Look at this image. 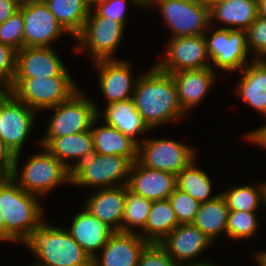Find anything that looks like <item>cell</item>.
Wrapping results in <instances>:
<instances>
[{"label":"cell","mask_w":266,"mask_h":266,"mask_svg":"<svg viewBox=\"0 0 266 266\" xmlns=\"http://www.w3.org/2000/svg\"><path fill=\"white\" fill-rule=\"evenodd\" d=\"M135 108L148 127H160L186 117L180 106L177 88L171 74L155 65L138 76L133 92Z\"/></svg>","instance_id":"6da1fadb"},{"label":"cell","mask_w":266,"mask_h":266,"mask_svg":"<svg viewBox=\"0 0 266 266\" xmlns=\"http://www.w3.org/2000/svg\"><path fill=\"white\" fill-rule=\"evenodd\" d=\"M39 266H92V259L64 227L43 220L21 242Z\"/></svg>","instance_id":"7a4b0ae2"},{"label":"cell","mask_w":266,"mask_h":266,"mask_svg":"<svg viewBox=\"0 0 266 266\" xmlns=\"http://www.w3.org/2000/svg\"><path fill=\"white\" fill-rule=\"evenodd\" d=\"M38 196L24 191L11 177L0 185V209L6 232L22 242L43 221L44 208Z\"/></svg>","instance_id":"3957f363"},{"label":"cell","mask_w":266,"mask_h":266,"mask_svg":"<svg viewBox=\"0 0 266 266\" xmlns=\"http://www.w3.org/2000/svg\"><path fill=\"white\" fill-rule=\"evenodd\" d=\"M131 165L132 162L124 156L102 155L93 150L70 166L69 179L71 185L91 187V190L93 187L103 189L125 186Z\"/></svg>","instance_id":"277c9868"},{"label":"cell","mask_w":266,"mask_h":266,"mask_svg":"<svg viewBox=\"0 0 266 266\" xmlns=\"http://www.w3.org/2000/svg\"><path fill=\"white\" fill-rule=\"evenodd\" d=\"M40 147L42 151L32 154L21 171L18 167L20 153L16 154L10 177L27 193L43 197L62 184L70 185L71 181L69 169L43 146Z\"/></svg>","instance_id":"5b68a950"},{"label":"cell","mask_w":266,"mask_h":266,"mask_svg":"<svg viewBox=\"0 0 266 266\" xmlns=\"http://www.w3.org/2000/svg\"><path fill=\"white\" fill-rule=\"evenodd\" d=\"M76 85L72 76L14 78L9 92L39 112L69 100L80 90Z\"/></svg>","instance_id":"8992f818"},{"label":"cell","mask_w":266,"mask_h":266,"mask_svg":"<svg viewBox=\"0 0 266 266\" xmlns=\"http://www.w3.org/2000/svg\"><path fill=\"white\" fill-rule=\"evenodd\" d=\"M159 8L170 38L203 35L210 26L209 8L199 0H145V9Z\"/></svg>","instance_id":"52a82bcc"},{"label":"cell","mask_w":266,"mask_h":266,"mask_svg":"<svg viewBox=\"0 0 266 266\" xmlns=\"http://www.w3.org/2000/svg\"><path fill=\"white\" fill-rule=\"evenodd\" d=\"M126 27L109 17L98 16L90 9L85 25L81 33L75 38L77 45L74 50L86 52L91 55L93 61L101 59H114L125 34Z\"/></svg>","instance_id":"ba28073f"},{"label":"cell","mask_w":266,"mask_h":266,"mask_svg":"<svg viewBox=\"0 0 266 266\" xmlns=\"http://www.w3.org/2000/svg\"><path fill=\"white\" fill-rule=\"evenodd\" d=\"M83 94L77 91L69 100L48 108L55 112L42 138H57L91 129L99 108L95 101Z\"/></svg>","instance_id":"9c48e42d"},{"label":"cell","mask_w":266,"mask_h":266,"mask_svg":"<svg viewBox=\"0 0 266 266\" xmlns=\"http://www.w3.org/2000/svg\"><path fill=\"white\" fill-rule=\"evenodd\" d=\"M145 139L138 144L137 161L148 168L177 176L197 157V150L181 141L172 138Z\"/></svg>","instance_id":"30bf717a"},{"label":"cell","mask_w":266,"mask_h":266,"mask_svg":"<svg viewBox=\"0 0 266 266\" xmlns=\"http://www.w3.org/2000/svg\"><path fill=\"white\" fill-rule=\"evenodd\" d=\"M209 36V30L204 33L207 53L211 62V68H219L231 73L241 71L249 62L247 48V32L245 30L217 28ZM208 33V34H207Z\"/></svg>","instance_id":"8fae6325"},{"label":"cell","mask_w":266,"mask_h":266,"mask_svg":"<svg viewBox=\"0 0 266 266\" xmlns=\"http://www.w3.org/2000/svg\"><path fill=\"white\" fill-rule=\"evenodd\" d=\"M38 112L17 100L10 92L0 93V139L16 155L34 127Z\"/></svg>","instance_id":"7c38bea8"},{"label":"cell","mask_w":266,"mask_h":266,"mask_svg":"<svg viewBox=\"0 0 266 266\" xmlns=\"http://www.w3.org/2000/svg\"><path fill=\"white\" fill-rule=\"evenodd\" d=\"M165 47L166 56L155 65L162 72L211 68L204 34L170 38Z\"/></svg>","instance_id":"4fadbf2b"},{"label":"cell","mask_w":266,"mask_h":266,"mask_svg":"<svg viewBox=\"0 0 266 266\" xmlns=\"http://www.w3.org/2000/svg\"><path fill=\"white\" fill-rule=\"evenodd\" d=\"M19 10L24 17V47H52L67 33L43 0L20 3Z\"/></svg>","instance_id":"5bb4252c"},{"label":"cell","mask_w":266,"mask_h":266,"mask_svg":"<svg viewBox=\"0 0 266 266\" xmlns=\"http://www.w3.org/2000/svg\"><path fill=\"white\" fill-rule=\"evenodd\" d=\"M94 66L99 74L100 91L107 104L132 99L138 76L133 77V68L128 59L96 60Z\"/></svg>","instance_id":"9a60e30c"},{"label":"cell","mask_w":266,"mask_h":266,"mask_svg":"<svg viewBox=\"0 0 266 266\" xmlns=\"http://www.w3.org/2000/svg\"><path fill=\"white\" fill-rule=\"evenodd\" d=\"M213 241L193 224H180L158 243L177 265L202 263L194 259L205 251Z\"/></svg>","instance_id":"2e32d148"},{"label":"cell","mask_w":266,"mask_h":266,"mask_svg":"<svg viewBox=\"0 0 266 266\" xmlns=\"http://www.w3.org/2000/svg\"><path fill=\"white\" fill-rule=\"evenodd\" d=\"M71 76L54 47H23L17 51L14 78Z\"/></svg>","instance_id":"e0dca14e"},{"label":"cell","mask_w":266,"mask_h":266,"mask_svg":"<svg viewBox=\"0 0 266 266\" xmlns=\"http://www.w3.org/2000/svg\"><path fill=\"white\" fill-rule=\"evenodd\" d=\"M149 243L136 233L115 231L106 245L92 259V266H137Z\"/></svg>","instance_id":"ac0fdd59"},{"label":"cell","mask_w":266,"mask_h":266,"mask_svg":"<svg viewBox=\"0 0 266 266\" xmlns=\"http://www.w3.org/2000/svg\"><path fill=\"white\" fill-rule=\"evenodd\" d=\"M127 187L130 191L150 200L168 199L177 187L176 175L132 163Z\"/></svg>","instance_id":"d6986e66"},{"label":"cell","mask_w":266,"mask_h":266,"mask_svg":"<svg viewBox=\"0 0 266 266\" xmlns=\"http://www.w3.org/2000/svg\"><path fill=\"white\" fill-rule=\"evenodd\" d=\"M171 75L180 106L186 114L202 103L217 78V73L212 68L181 70Z\"/></svg>","instance_id":"ffe728a7"},{"label":"cell","mask_w":266,"mask_h":266,"mask_svg":"<svg viewBox=\"0 0 266 266\" xmlns=\"http://www.w3.org/2000/svg\"><path fill=\"white\" fill-rule=\"evenodd\" d=\"M90 195L83 207L114 231H122L126 185L96 189Z\"/></svg>","instance_id":"44dd1931"},{"label":"cell","mask_w":266,"mask_h":266,"mask_svg":"<svg viewBox=\"0 0 266 266\" xmlns=\"http://www.w3.org/2000/svg\"><path fill=\"white\" fill-rule=\"evenodd\" d=\"M73 217L68 230L74 240L93 259L115 232L107 224L92 215L86 208Z\"/></svg>","instance_id":"7402d4cb"},{"label":"cell","mask_w":266,"mask_h":266,"mask_svg":"<svg viewBox=\"0 0 266 266\" xmlns=\"http://www.w3.org/2000/svg\"><path fill=\"white\" fill-rule=\"evenodd\" d=\"M236 96L266 118V59H254L239 71Z\"/></svg>","instance_id":"603a6c76"},{"label":"cell","mask_w":266,"mask_h":266,"mask_svg":"<svg viewBox=\"0 0 266 266\" xmlns=\"http://www.w3.org/2000/svg\"><path fill=\"white\" fill-rule=\"evenodd\" d=\"M104 109L103 112L97 111V118H104L105 122L102 123L118 129L137 144L141 142L140 140H144L137 138L139 134L141 136L151 131L135 108L133 99L107 104Z\"/></svg>","instance_id":"cb8c5ba5"},{"label":"cell","mask_w":266,"mask_h":266,"mask_svg":"<svg viewBox=\"0 0 266 266\" xmlns=\"http://www.w3.org/2000/svg\"><path fill=\"white\" fill-rule=\"evenodd\" d=\"M37 143L68 169L79 158L95 150L91 130L57 138H40Z\"/></svg>","instance_id":"d4e9b609"},{"label":"cell","mask_w":266,"mask_h":266,"mask_svg":"<svg viewBox=\"0 0 266 266\" xmlns=\"http://www.w3.org/2000/svg\"><path fill=\"white\" fill-rule=\"evenodd\" d=\"M99 120V118H96L90 129L97 154L124 156L132 163L135 162L137 160L138 144L129 136L106 123L97 127L96 123Z\"/></svg>","instance_id":"484cf974"},{"label":"cell","mask_w":266,"mask_h":266,"mask_svg":"<svg viewBox=\"0 0 266 266\" xmlns=\"http://www.w3.org/2000/svg\"><path fill=\"white\" fill-rule=\"evenodd\" d=\"M209 15L210 25L218 20L221 28L246 31L259 16L258 0H229L210 8Z\"/></svg>","instance_id":"4316f807"},{"label":"cell","mask_w":266,"mask_h":266,"mask_svg":"<svg viewBox=\"0 0 266 266\" xmlns=\"http://www.w3.org/2000/svg\"><path fill=\"white\" fill-rule=\"evenodd\" d=\"M179 225L169 199L153 201L144 229L138 233L148 243H160Z\"/></svg>","instance_id":"83f0119b"},{"label":"cell","mask_w":266,"mask_h":266,"mask_svg":"<svg viewBox=\"0 0 266 266\" xmlns=\"http://www.w3.org/2000/svg\"><path fill=\"white\" fill-rule=\"evenodd\" d=\"M59 24L73 38L84 28L91 9V0H43Z\"/></svg>","instance_id":"f1b7e54d"},{"label":"cell","mask_w":266,"mask_h":266,"mask_svg":"<svg viewBox=\"0 0 266 266\" xmlns=\"http://www.w3.org/2000/svg\"><path fill=\"white\" fill-rule=\"evenodd\" d=\"M228 213L226 200L219 193L215 199L200 203L192 224L209 239L216 241L220 234L226 233Z\"/></svg>","instance_id":"f546056e"},{"label":"cell","mask_w":266,"mask_h":266,"mask_svg":"<svg viewBox=\"0 0 266 266\" xmlns=\"http://www.w3.org/2000/svg\"><path fill=\"white\" fill-rule=\"evenodd\" d=\"M196 159L185 167L177 176V188L186 192L199 203L215 199L219 194L213 195L212 181L209 175L197 168Z\"/></svg>","instance_id":"4dcf8cb0"},{"label":"cell","mask_w":266,"mask_h":266,"mask_svg":"<svg viewBox=\"0 0 266 266\" xmlns=\"http://www.w3.org/2000/svg\"><path fill=\"white\" fill-rule=\"evenodd\" d=\"M225 198L229 210L257 212L261 203L265 205V183L258 185L231 186L226 191L221 192Z\"/></svg>","instance_id":"1f68e13d"},{"label":"cell","mask_w":266,"mask_h":266,"mask_svg":"<svg viewBox=\"0 0 266 266\" xmlns=\"http://www.w3.org/2000/svg\"><path fill=\"white\" fill-rule=\"evenodd\" d=\"M152 201L130 191L126 185L125 208L122 220V232L136 233L133 227L144 229Z\"/></svg>","instance_id":"d6a6232c"},{"label":"cell","mask_w":266,"mask_h":266,"mask_svg":"<svg viewBox=\"0 0 266 266\" xmlns=\"http://www.w3.org/2000/svg\"><path fill=\"white\" fill-rule=\"evenodd\" d=\"M257 212L229 210L226 236L231 239H249L254 237L259 228Z\"/></svg>","instance_id":"836d02e7"},{"label":"cell","mask_w":266,"mask_h":266,"mask_svg":"<svg viewBox=\"0 0 266 266\" xmlns=\"http://www.w3.org/2000/svg\"><path fill=\"white\" fill-rule=\"evenodd\" d=\"M145 9V0H91V9L98 15L127 25V3Z\"/></svg>","instance_id":"e575fe53"},{"label":"cell","mask_w":266,"mask_h":266,"mask_svg":"<svg viewBox=\"0 0 266 266\" xmlns=\"http://www.w3.org/2000/svg\"><path fill=\"white\" fill-rule=\"evenodd\" d=\"M24 17L17 10L3 24H0V42L8 45L16 51L24 47Z\"/></svg>","instance_id":"d590c367"},{"label":"cell","mask_w":266,"mask_h":266,"mask_svg":"<svg viewBox=\"0 0 266 266\" xmlns=\"http://www.w3.org/2000/svg\"><path fill=\"white\" fill-rule=\"evenodd\" d=\"M168 199L175 211L179 225L192 224L199 209L200 203L177 187Z\"/></svg>","instance_id":"8d00e7d4"},{"label":"cell","mask_w":266,"mask_h":266,"mask_svg":"<svg viewBox=\"0 0 266 266\" xmlns=\"http://www.w3.org/2000/svg\"><path fill=\"white\" fill-rule=\"evenodd\" d=\"M246 32L250 54L255 53L254 59H266V18L259 15Z\"/></svg>","instance_id":"74e56055"},{"label":"cell","mask_w":266,"mask_h":266,"mask_svg":"<svg viewBox=\"0 0 266 266\" xmlns=\"http://www.w3.org/2000/svg\"><path fill=\"white\" fill-rule=\"evenodd\" d=\"M17 51L0 42V91L9 92L16 71Z\"/></svg>","instance_id":"f35d334b"},{"label":"cell","mask_w":266,"mask_h":266,"mask_svg":"<svg viewBox=\"0 0 266 266\" xmlns=\"http://www.w3.org/2000/svg\"><path fill=\"white\" fill-rule=\"evenodd\" d=\"M137 266H178L157 243H149L142 251Z\"/></svg>","instance_id":"ab89813d"},{"label":"cell","mask_w":266,"mask_h":266,"mask_svg":"<svg viewBox=\"0 0 266 266\" xmlns=\"http://www.w3.org/2000/svg\"><path fill=\"white\" fill-rule=\"evenodd\" d=\"M15 154L10 148L0 139V167L10 176L12 174Z\"/></svg>","instance_id":"60d3db41"},{"label":"cell","mask_w":266,"mask_h":266,"mask_svg":"<svg viewBox=\"0 0 266 266\" xmlns=\"http://www.w3.org/2000/svg\"><path fill=\"white\" fill-rule=\"evenodd\" d=\"M20 3L17 0H0V24H3L17 10Z\"/></svg>","instance_id":"b9f144b4"},{"label":"cell","mask_w":266,"mask_h":266,"mask_svg":"<svg viewBox=\"0 0 266 266\" xmlns=\"http://www.w3.org/2000/svg\"><path fill=\"white\" fill-rule=\"evenodd\" d=\"M245 140L249 141L250 143H254V145H259V147H263L266 150V125H263L251 132H248L244 135Z\"/></svg>","instance_id":"7bdbcfd3"},{"label":"cell","mask_w":266,"mask_h":266,"mask_svg":"<svg viewBox=\"0 0 266 266\" xmlns=\"http://www.w3.org/2000/svg\"><path fill=\"white\" fill-rule=\"evenodd\" d=\"M0 241H3V243L4 241L5 242L7 241V243L8 242L16 243V241L5 230L3 216L1 214V209H0Z\"/></svg>","instance_id":"ee69618b"},{"label":"cell","mask_w":266,"mask_h":266,"mask_svg":"<svg viewBox=\"0 0 266 266\" xmlns=\"http://www.w3.org/2000/svg\"><path fill=\"white\" fill-rule=\"evenodd\" d=\"M255 255L257 266H266V250H261Z\"/></svg>","instance_id":"f6af8a7d"},{"label":"cell","mask_w":266,"mask_h":266,"mask_svg":"<svg viewBox=\"0 0 266 266\" xmlns=\"http://www.w3.org/2000/svg\"><path fill=\"white\" fill-rule=\"evenodd\" d=\"M201 1L206 7L209 9L212 8L213 6H216L220 3L227 2L229 0H199Z\"/></svg>","instance_id":"bcb514c9"},{"label":"cell","mask_w":266,"mask_h":266,"mask_svg":"<svg viewBox=\"0 0 266 266\" xmlns=\"http://www.w3.org/2000/svg\"><path fill=\"white\" fill-rule=\"evenodd\" d=\"M259 15L266 18V0H258Z\"/></svg>","instance_id":"7dc6e473"},{"label":"cell","mask_w":266,"mask_h":266,"mask_svg":"<svg viewBox=\"0 0 266 266\" xmlns=\"http://www.w3.org/2000/svg\"><path fill=\"white\" fill-rule=\"evenodd\" d=\"M178 266H217V265L215 264L213 265L212 262L207 260L206 262H202V263H192V264L188 263V264H181Z\"/></svg>","instance_id":"c3c4849f"},{"label":"cell","mask_w":266,"mask_h":266,"mask_svg":"<svg viewBox=\"0 0 266 266\" xmlns=\"http://www.w3.org/2000/svg\"><path fill=\"white\" fill-rule=\"evenodd\" d=\"M10 177L1 167H0V185Z\"/></svg>","instance_id":"681fc988"},{"label":"cell","mask_w":266,"mask_h":266,"mask_svg":"<svg viewBox=\"0 0 266 266\" xmlns=\"http://www.w3.org/2000/svg\"><path fill=\"white\" fill-rule=\"evenodd\" d=\"M19 3H24V2H28V1H31V0H17Z\"/></svg>","instance_id":"f907efd6"},{"label":"cell","mask_w":266,"mask_h":266,"mask_svg":"<svg viewBox=\"0 0 266 266\" xmlns=\"http://www.w3.org/2000/svg\"><path fill=\"white\" fill-rule=\"evenodd\" d=\"M265 183V195H266V182H264ZM265 206H266V202H265Z\"/></svg>","instance_id":"816d5d0a"}]
</instances>
